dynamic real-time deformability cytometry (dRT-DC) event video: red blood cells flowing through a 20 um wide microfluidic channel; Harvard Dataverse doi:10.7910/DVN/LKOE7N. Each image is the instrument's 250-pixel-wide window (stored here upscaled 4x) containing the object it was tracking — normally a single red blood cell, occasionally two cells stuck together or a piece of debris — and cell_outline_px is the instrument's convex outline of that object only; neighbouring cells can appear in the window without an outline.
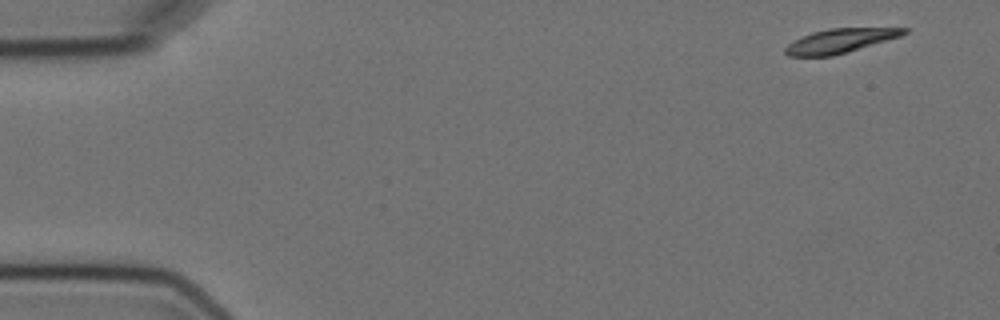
{"species": "Egyptian fruit bat (a non-hibernating species)", "species_latin": "Rousettus aegyptiacus", "temperature_condition": "cold", "stored_images_in_passage": 6, "camera_frame_rate_fps": 3000, "um_per_image_px": 0.085, "animal": {"sex": "female"}, "frame": {"image": 1, "passage_image": 1, "time_ms": 0.0, "image_size_px": [1000, 320], "cell_outline_px": [[908, 32], [900, 36], [848, 52], [832, 56], [788, 56], [784, 52], [784, 48], [792, 40], [812, 32], [828, 28], [908, 28]], "centroid_in_image_um": [71.36, 3.47], "position_along_channel_um": 13.6, "area_um2": 16.7}}
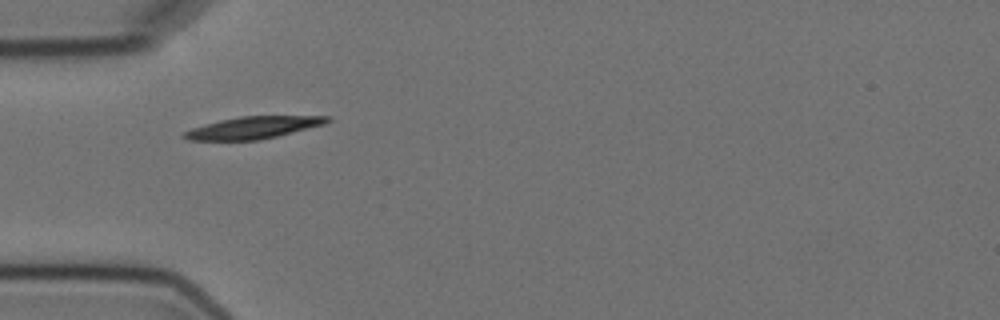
{"frame": {"image": 2, "passage_image": 5, "time_ms": 4.667, "image_size_px": [1000, 320], "cell_outline_px": [[332, 120], [324, 124], [260, 140], [188, 140], [180, 136], [180, 132], [204, 124], [220, 120], [240, 116], [332, 116]], "centroid_in_image_um": [21.47, 10.84], "position_along_channel_um": 63.5, "area_um2": 18.44}}
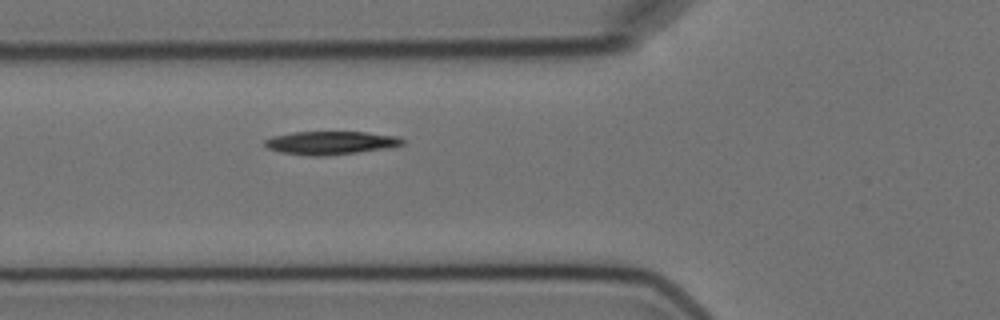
{"frame": {"image": 3, "passage_image": 6, "time_ms": 5.667, "image_size_px": [1000, 320], "cell_outline_px": [[404, 144], [392, 148], [324, 156], [308, 156], [280, 152], [268, 148], [264, 144], [264, 140], [272, 136], [292, 132], [364, 132], [400, 136], [404, 140]], "centroid_in_image_um": [28.13, 12.14], "position_along_channel_um": 97.7, "area_um2": 18.9}}